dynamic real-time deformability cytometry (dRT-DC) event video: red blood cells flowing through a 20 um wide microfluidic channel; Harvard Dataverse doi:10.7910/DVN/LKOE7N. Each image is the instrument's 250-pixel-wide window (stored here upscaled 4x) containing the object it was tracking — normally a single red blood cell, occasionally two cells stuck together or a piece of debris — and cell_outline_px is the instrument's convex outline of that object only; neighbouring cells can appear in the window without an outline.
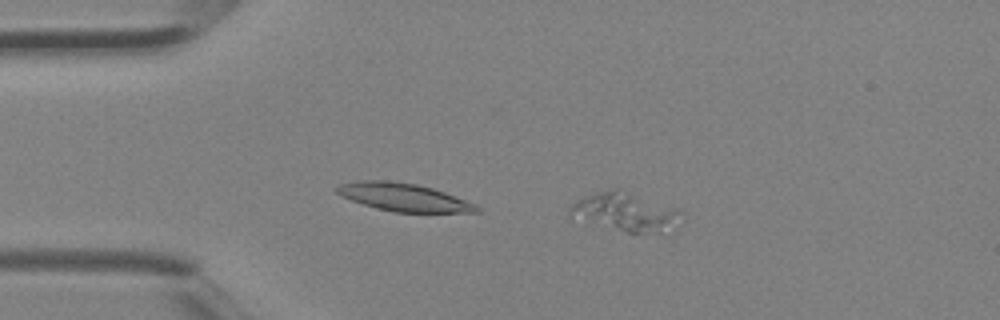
{"species": "Egyptian fruit bat (a non-hibernating species)", "species_latin": "Rousettus aegyptiacus", "temperature_condition": "room temperature", "stored_images_in_passage": 2, "camera_frame_rate_fps": 3000, "um_per_image_px": 0.085, "animal": {"sex": "female"}, "frame": {"image": 1, "passage_image": 2, "time_ms": 0.333, "image_size_px": [1000, 320], "cell_outline_px": [[684, 220], [660, 232], [628, 232], [568, 212], [568, 208], [576, 200], [596, 192], [608, 188], [620, 188], [680, 208], [684, 212]], "centroid_in_image_um": [53.32, 17.94], "position_along_channel_um": 31.7, "area_um2": 24.28}}